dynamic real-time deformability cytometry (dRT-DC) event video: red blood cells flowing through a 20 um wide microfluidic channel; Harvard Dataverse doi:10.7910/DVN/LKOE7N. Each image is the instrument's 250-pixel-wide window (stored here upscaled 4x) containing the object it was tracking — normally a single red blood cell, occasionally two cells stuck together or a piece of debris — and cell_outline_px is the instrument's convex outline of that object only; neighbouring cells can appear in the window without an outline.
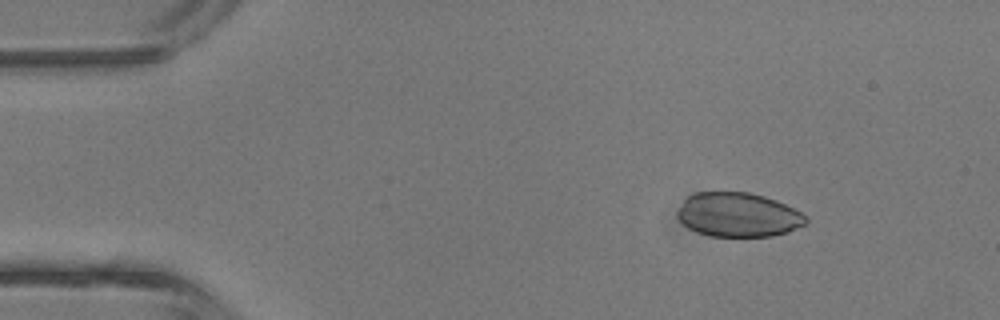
{"species": "common noctule bat (a hibernating species)", "species_latin": "Nyctalus noctula", "temperature_condition": "room temperature", "stored_images_in_passage": 3, "camera_frame_rate_fps": 3000, "um_per_image_px": 0.085, "animal": {"sex": "male", "body_mass_g": 13.3}, "frame": {"image": 1, "passage_image": 1, "time_ms": 0.0, "image_size_px": [1000, 320], "cell_outline_px": [[808, 220], [804, 224], [788, 232], [772, 236], [708, 236], [696, 232], [688, 228], [676, 216], [676, 212], [684, 200], [688, 196], [696, 192], [748, 192], [764, 196], [776, 200], [800, 212]], "centroid_in_image_um": [62.7, 18.26], "position_along_channel_um": 22.3, "area_um2": 33.0}}